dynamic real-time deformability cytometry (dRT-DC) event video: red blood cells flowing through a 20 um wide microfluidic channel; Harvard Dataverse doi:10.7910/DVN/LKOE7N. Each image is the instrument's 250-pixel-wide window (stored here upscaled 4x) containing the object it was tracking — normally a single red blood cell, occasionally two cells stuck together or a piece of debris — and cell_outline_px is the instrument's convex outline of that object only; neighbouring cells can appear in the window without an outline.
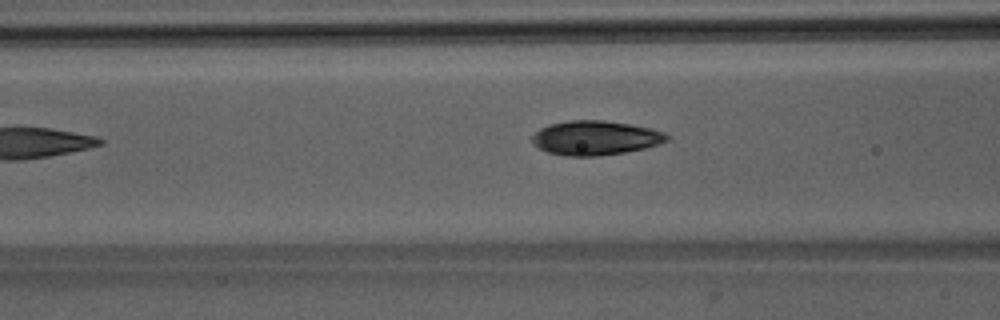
{"species": "Egyptian fruit bat (a non-hibernating species)", "species_latin": "Rousettus aegyptiacus", "temperature_condition": "room temperature", "stored_images_in_passage": 4, "camera_frame_rate_fps": 3000, "um_per_image_px": 0.085, "animal": {"sex": "male"}, "frame": {"image": 1, "passage_image": 4, "time_ms": 3.333, "image_size_px": [1000, 320], "cell_outline_px": [[672, 136], [668, 140], [644, 148], [624, 152], [596, 156], [568, 156], [548, 152], [532, 144], [532, 136], [540, 128], [548, 124], [568, 120], [604, 120], [652, 128], [664, 132]], "centroid_in_image_um": [50.6, 11.71], "position_along_channel_um": 116.0, "area_um2": 26.93}}